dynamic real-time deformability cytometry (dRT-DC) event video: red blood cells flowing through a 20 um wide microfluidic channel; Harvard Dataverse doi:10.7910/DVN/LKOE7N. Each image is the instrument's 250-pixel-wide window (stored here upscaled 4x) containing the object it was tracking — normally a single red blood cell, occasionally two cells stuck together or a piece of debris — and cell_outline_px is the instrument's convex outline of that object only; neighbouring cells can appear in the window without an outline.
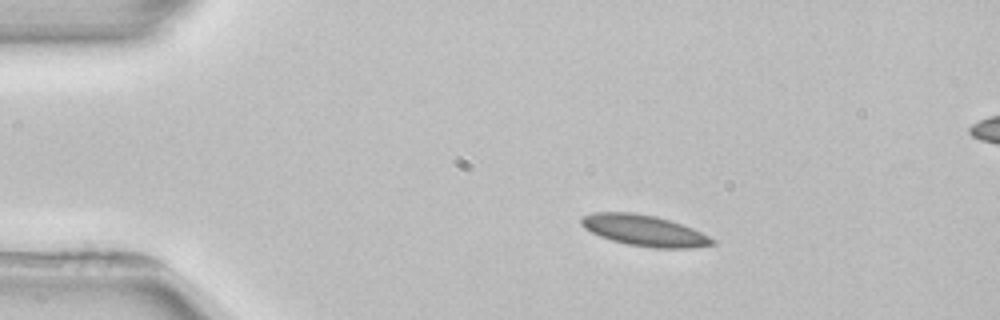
{"species": "common noctule bat (a hibernating species)", "species_latin": "Nyctalus noctula", "temperature_condition": "room temperature", "stored_images_in_passage": 3, "segment_of_instrument_passage": [1, 2], "camera_frame_rate_fps": 3000, "um_per_image_px": 0.085, "animal": {"sex": "female", "body_mass_g": 22.7, "forearm_length_mm": 54.2}, "frame": {"image": 1, "passage_image": 1, "time_ms": 0.0, "image_size_px": [1000, 320], "cell_outline_px": [[716, 244], [692, 248], [656, 248], [628, 244], [612, 240], [600, 236], [584, 228], [580, 224], [580, 216], [596, 212], [632, 212], [656, 216], [692, 228], [716, 240]], "centroid_in_image_um": [54.74, 19.59], "position_along_channel_um": 30.3, "area_um2": 23.58}}